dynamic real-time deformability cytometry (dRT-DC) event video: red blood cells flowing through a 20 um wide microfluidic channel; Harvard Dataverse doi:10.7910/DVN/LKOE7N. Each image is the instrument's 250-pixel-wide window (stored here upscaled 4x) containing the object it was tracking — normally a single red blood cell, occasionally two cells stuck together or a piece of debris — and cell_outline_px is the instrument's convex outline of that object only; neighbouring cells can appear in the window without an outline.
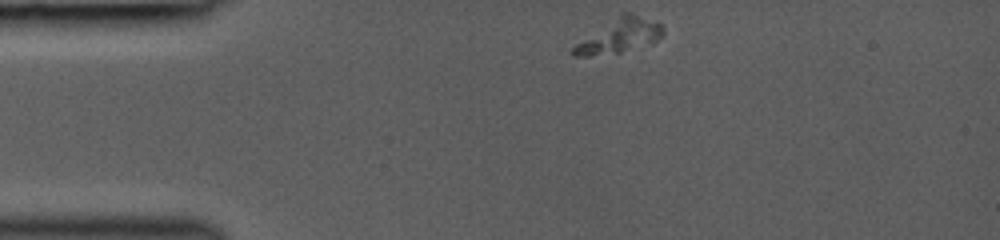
{"species": "common noctule bat (a hibernating species)", "species_latin": "Nyctalus noctula", "temperature_condition": "room temperature", "stored_images_in_passage": 33, "segment_of_instrument_passage": [1, 2], "camera_frame_rate_fps": 3000, "um_per_image_px": 0.085, "animal": {"sex": "female", "body_mass_g": 19.0, "forearm_length_mm": 53.3}, "frame": {"image": 1, "passage_image": 1, "time_ms": 0.0, "image_size_px": [1000, 240], "cell_outline_px": [[664, 36], [652, 44], [620, 52], [588, 56], [572, 56], [572, 48], [576, 44], [620, 12], [632, 12], [660, 24], [664, 28]], "centroid_in_image_um": [52.69, 3.03], "position_along_channel_um": 32.3, "area_um2": 17.86}}